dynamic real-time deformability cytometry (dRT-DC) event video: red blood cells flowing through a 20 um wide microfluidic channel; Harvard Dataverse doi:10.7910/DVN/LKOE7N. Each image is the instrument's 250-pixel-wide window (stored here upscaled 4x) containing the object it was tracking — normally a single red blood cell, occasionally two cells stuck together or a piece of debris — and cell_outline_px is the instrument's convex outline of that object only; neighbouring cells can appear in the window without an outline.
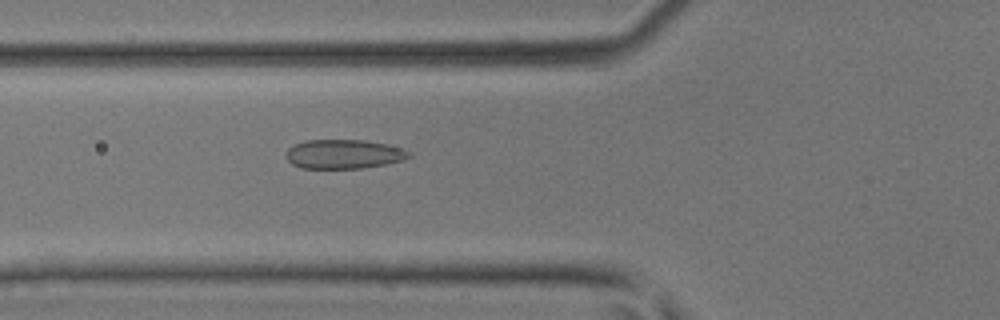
{"species": "common noctule bat (a hibernating species)", "species_latin": "Nyctalus noctula", "temperature_condition": "room temperature", "stored_images_in_passage": 36, "camera_frame_rate_fps": 3000, "um_per_image_px": 0.085, "animal": {"sex": "male", "body_mass_g": 17.9, "forearm_length_mm": 54.2}, "frame": {"image": 1, "passage_image": 6, "time_ms": 1.667, "image_size_px": [1000, 320], "cell_outline_px": [[412, 156], [404, 160], [388, 164], [364, 168], [300, 168], [292, 164], [284, 156], [284, 152], [288, 148], [304, 140], [364, 140], [388, 144], [404, 148], [412, 152]], "centroid_in_image_um": [29.25, 13.1], "position_along_channel_um": 96.5, "area_um2": 21.33}}
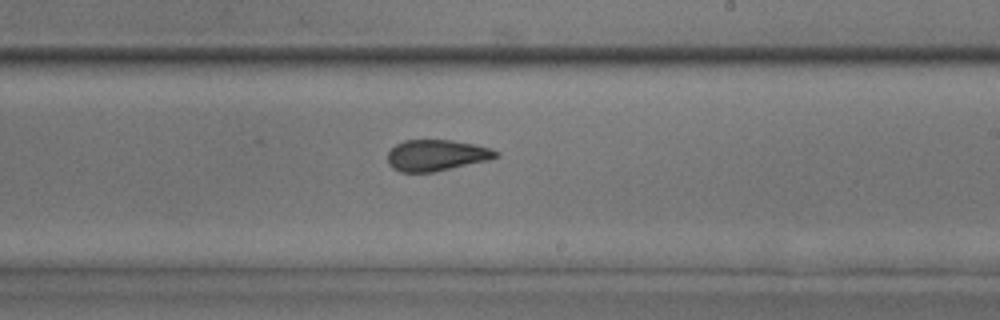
{"frame": {"image": 2, "passage_image": 17, "time_ms": 5.333, "image_size_px": [1000, 320], "cell_outline_px": [[500, 156], [488, 160], [432, 172], [400, 172], [392, 168], [388, 164], [388, 152], [396, 144], [404, 140], [452, 140], [476, 144], [500, 152]], "centroid_in_image_um": [37.09, 13.19], "position_along_channel_um": 251.9, "area_um2": 19.65}}
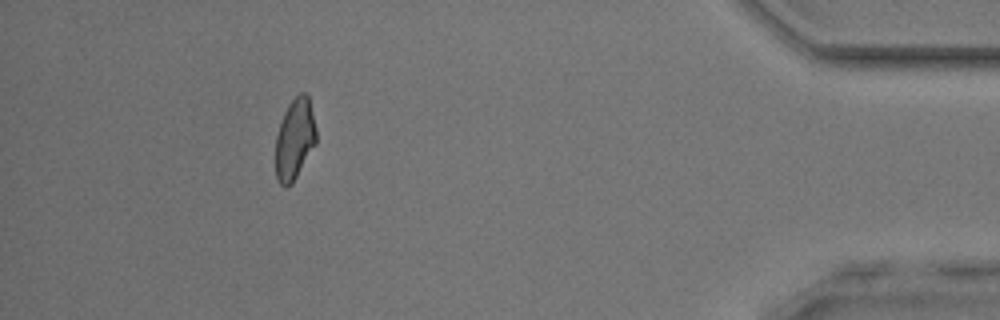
{"frame": {"image": 3, "passage_image": 32, "time_ms": 10.333, "image_size_px": [1000, 320], "cell_outline_px": [[316, 144], [292, 184], [288, 188], [284, 188], [276, 180], [276, 136], [284, 112], [288, 104], [300, 92], [304, 92], [308, 96], [316, 128]], "centroid_in_image_um": [25.05, 11.86], "position_along_channel_um": 410.2, "area_um2": 19.25}, "authors_computed_cell_mechanics": {"area_um2": 19.8832, "velocity_mm_per_s": 4.2468, "shape_relaxation_time_tau1_ms": 6.8411, "shape_relaxation_time_tau2_ms": 1.592, "deformation_change_tau1": 0.1342, "deformation_change_tau2": 0.0769}}